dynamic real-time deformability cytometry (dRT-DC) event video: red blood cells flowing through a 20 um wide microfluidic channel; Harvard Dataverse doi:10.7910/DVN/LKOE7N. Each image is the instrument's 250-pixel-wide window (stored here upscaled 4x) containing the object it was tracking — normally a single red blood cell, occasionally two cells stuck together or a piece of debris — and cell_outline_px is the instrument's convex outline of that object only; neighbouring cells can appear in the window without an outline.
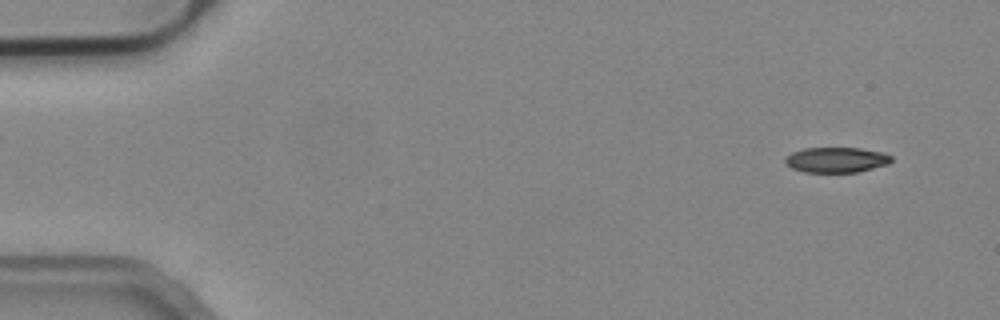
{"species": "common noctule bat (a hibernating species)", "species_latin": "Nyctalus noctula", "temperature_condition": "cold", "stored_images_in_passage": 12, "camera_frame_rate_fps": 3000, "um_per_image_px": 0.085, "animal": {"sex": "male", "body_mass_g": 19.2, "forearm_length_mm": 51.8}, "frame": {"image": 1, "passage_image": 1, "time_ms": 0.0, "image_size_px": [1000, 320], "cell_outline_px": [[892, 160], [888, 164], [856, 172], [804, 172], [792, 168], [784, 164], [784, 160], [792, 152], [804, 148], [860, 148], [884, 152], [892, 156]], "centroid_in_image_um": [71.09, 13.58], "position_along_channel_um": 13.9, "area_um2": 15.66}}
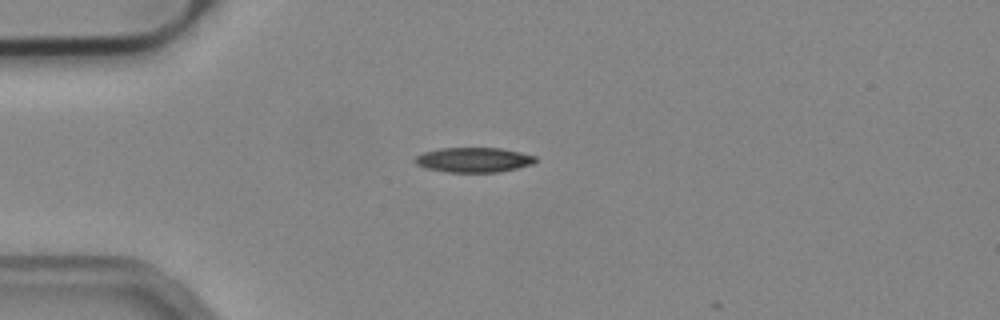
{"frame": {"image": 2, "passage_image": 11, "time_ms": 3.333, "image_size_px": [1000, 320], "cell_outline_px": [[536, 160], [532, 164], [516, 168], [496, 172], [448, 172], [428, 168], [416, 164], [416, 156], [424, 152], [440, 148], [500, 148], [520, 152], [536, 156]], "centroid_in_image_um": [40.28, 13.58], "position_along_channel_um": 44.7, "area_um2": 17.17}}